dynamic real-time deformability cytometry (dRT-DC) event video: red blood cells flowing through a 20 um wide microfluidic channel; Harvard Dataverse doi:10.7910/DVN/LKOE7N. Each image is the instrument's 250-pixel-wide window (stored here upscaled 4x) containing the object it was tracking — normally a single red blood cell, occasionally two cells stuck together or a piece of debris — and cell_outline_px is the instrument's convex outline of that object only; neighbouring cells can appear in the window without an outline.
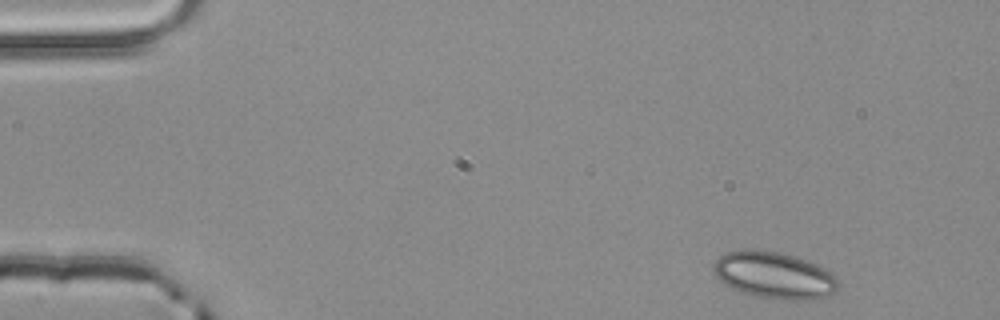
{"species": "common noctule bat (a hibernating species)", "species_latin": "Nyctalus noctula", "temperature_condition": "room temperature", "stored_images_in_passage": 3, "camera_frame_rate_fps": 3000, "um_per_image_px": 0.085, "animal": {"sex": "male", "body_mass_g": 20.4}, "frame": {"image": 1, "passage_image": 1, "time_ms": 0.0, "image_size_px": [1000, 320], "cell_outline_px": [[840, 284], [836, 292], [812, 300], [788, 300], [760, 296], [740, 292], [724, 284], [712, 272], [712, 264], [724, 252], [740, 248], [752, 248], [776, 252], [796, 256], [808, 260], [832, 272], [836, 276]], "centroid_in_image_um": [65.79, 23.37], "position_along_channel_um": 19.2, "area_um2": 34.51}}